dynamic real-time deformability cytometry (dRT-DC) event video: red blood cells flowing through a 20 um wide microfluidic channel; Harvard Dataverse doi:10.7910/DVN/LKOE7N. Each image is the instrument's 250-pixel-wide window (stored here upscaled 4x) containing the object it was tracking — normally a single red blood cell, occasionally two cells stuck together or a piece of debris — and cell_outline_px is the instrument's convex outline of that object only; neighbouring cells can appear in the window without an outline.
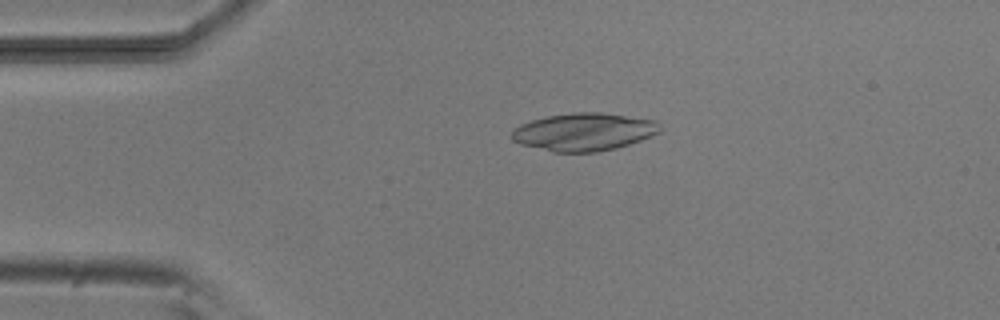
{"species": "common noctule bat (a hibernating species)", "species_latin": "Nyctalus noctula", "temperature_condition": "room temperature", "stored_images_in_passage": 4, "camera_frame_rate_fps": 3000, "um_per_image_px": 0.085, "animal": {"sex": "male", "body_mass_g": 20.5, "forearm_length_mm": 52.5}, "frame": {"image": 1, "passage_image": 3, "time_ms": 3.0, "image_size_px": [1000, 320], "cell_outline_px": [[660, 132], [640, 140], [616, 148], [596, 152], [552, 152], [520, 144], [512, 140], [512, 128], [520, 124], [532, 120], [548, 116], [576, 112], [600, 112], [656, 120], [660, 124]], "centroid_in_image_um": [49.61, 11.21], "position_along_channel_um": 35.4, "area_um2": 32.6}}